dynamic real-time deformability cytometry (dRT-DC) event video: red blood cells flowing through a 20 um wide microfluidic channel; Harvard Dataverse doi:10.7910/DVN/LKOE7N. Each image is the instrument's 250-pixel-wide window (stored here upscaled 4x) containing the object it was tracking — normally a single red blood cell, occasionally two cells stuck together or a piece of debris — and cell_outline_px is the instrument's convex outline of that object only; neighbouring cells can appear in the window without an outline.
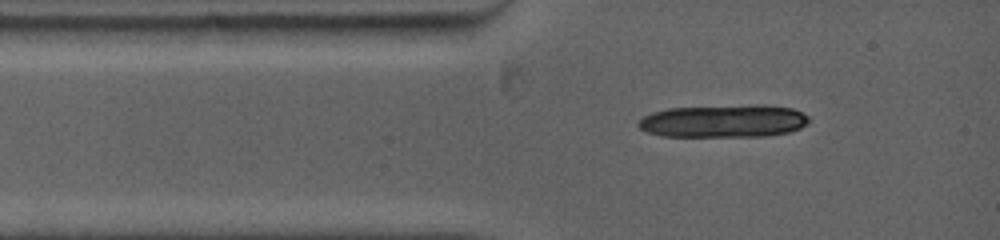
{"species": "common noctule bat (a hibernating species)", "species_latin": "Nyctalus noctula", "temperature_condition": "warm", "stored_images_in_passage": 1, "camera_frame_rate_fps": 5000, "um_per_image_px": 0.085, "animal": {"sex": "female", "body_mass_g": 19.0, "forearm_length_mm": 53.3}, "frame": {"image": 1, "passage_image": 1, "time_ms": 0.0, "image_size_px": [1000, 240], "cell_outline_px": [[808, 124], [800, 128], [788, 132], [768, 136], [660, 136], [648, 132], [640, 128], [636, 124], [644, 116], [652, 112], [668, 108], [756, 104], [764, 104], [792, 108], [808, 116]], "centroid_in_image_um": [61.52, 10.28], "position_along_channel_um": 23.5, "area_um2": 32.77}}